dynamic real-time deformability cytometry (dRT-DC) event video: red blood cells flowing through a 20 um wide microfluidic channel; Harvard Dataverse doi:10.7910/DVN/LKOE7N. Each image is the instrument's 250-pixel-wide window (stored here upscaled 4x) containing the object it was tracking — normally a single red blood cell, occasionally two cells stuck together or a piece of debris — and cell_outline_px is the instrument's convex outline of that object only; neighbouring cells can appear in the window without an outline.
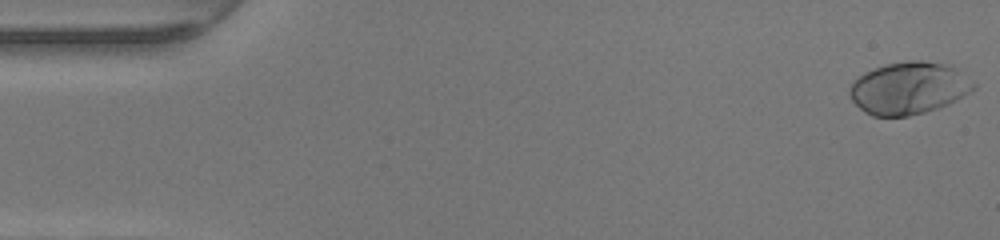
{"species": "human", "species_latin": "Homo sapiens", "temperature_condition": "warm", "stored_images_in_passage": 49, "camera_frame_rate_fps": 3000, "um_per_image_px": 0.085, "donor": {"sex": "female"}, "frame": {"image": 1, "passage_image": 1, "time_ms": 0.0, "image_size_px": [1000, 240], "cell_outline_px": [[976, 88], [956, 100], [948, 104], [924, 112], [908, 116], [872, 116], [864, 112], [852, 100], [848, 92], [848, 88], [852, 80], [864, 72], [884, 64], [908, 60], [920, 60], [944, 64], [956, 68], [976, 84]], "centroid_in_image_um": [77.2, 7.48], "position_along_channel_um": 7.8, "area_um2": 37.86}}
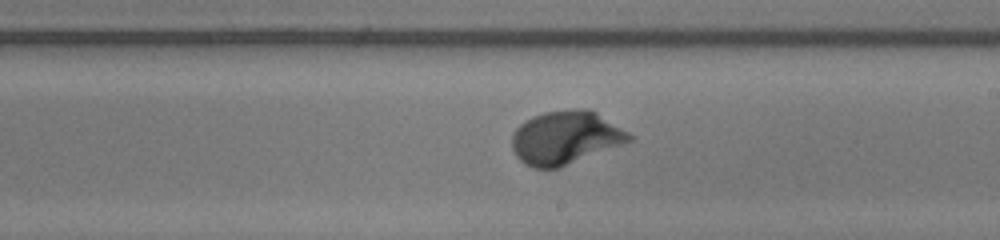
{"frame": {"image": 2, "passage_image": 28, "time_ms": 9.0, "image_size_px": [1000, 240], "cell_outline_px": [[636, 140], [560, 168], [532, 168], [524, 164], [516, 156], [512, 148], [512, 132], [520, 124], [532, 116], [544, 112], [572, 108], [588, 108], [596, 112], [636, 136]], "centroid_in_image_um": [48.11, 11.7], "position_along_channel_um": 240.9, "area_um2": 37.17}}
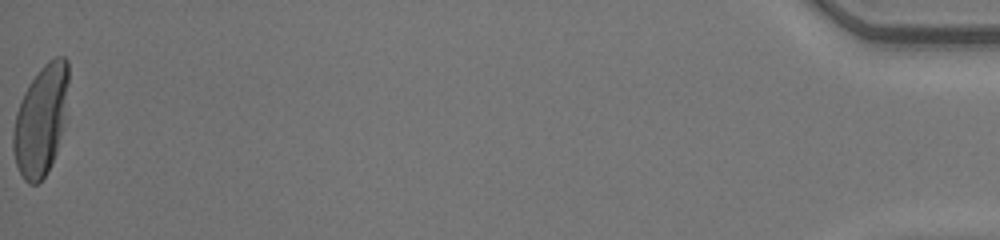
{"frame": {"image": 3, "passage_image": 49, "time_ms": 16.0, "image_size_px": [1000, 240], "cell_outline_px": [[68, 80], [64, 128], [56, 152], [48, 172], [36, 184], [28, 184], [24, 180], [16, 164], [12, 152], [12, 132], [16, 112], [20, 100], [28, 84], [40, 68], [48, 60], [56, 56], [64, 56], [68, 60]], "centroid_in_image_um": [3.47, 10.21], "position_along_channel_um": 431.7, "area_um2": 35.84}, "authors_computed_cell_mechanics": {"area_um2": 34.9112, "velocity_mm_per_s": 4.2546, "shape_relaxation_time_tau1_ms": 2.2906, "shape_relaxation_time_tau2_ms": null, "deformation_change_tau1": 0.2012, "deformation_change_tau2": null}}